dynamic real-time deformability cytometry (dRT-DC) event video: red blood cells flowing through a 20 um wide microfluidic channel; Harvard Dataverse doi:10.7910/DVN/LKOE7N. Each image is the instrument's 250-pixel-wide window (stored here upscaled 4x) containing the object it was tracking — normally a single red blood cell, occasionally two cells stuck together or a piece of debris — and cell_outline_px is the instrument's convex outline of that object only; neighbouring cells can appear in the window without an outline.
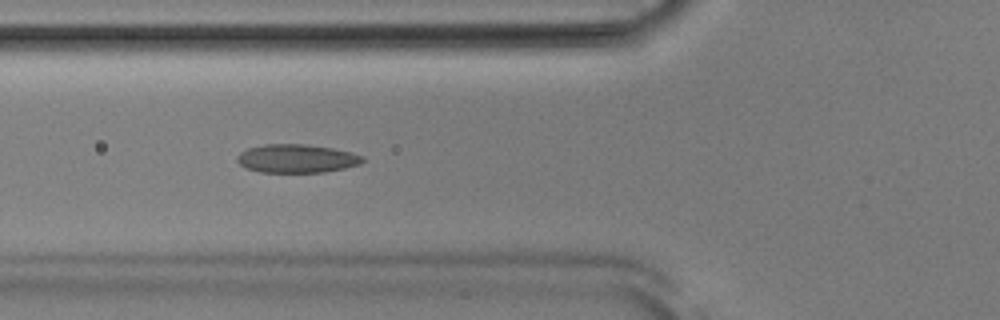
{"species": "Egyptian fruit bat (a non-hibernating species)", "species_latin": "Rousettus aegyptiacus", "temperature_condition": "room temperature", "stored_images_in_passage": 46, "camera_frame_rate_fps": 3000, "um_per_image_px": 0.085, "animal": {"sex": "male"}, "frame": {"image": 1, "passage_image": 18, "time_ms": 5.667, "image_size_px": [1000, 320], "cell_outline_px": [[364, 160], [360, 164], [344, 168], [324, 172], [260, 172], [244, 168], [236, 160], [236, 156], [240, 152], [248, 148], [264, 144], [308, 144], [332, 148], [352, 152], [364, 156]], "centroid_in_image_um": [25.2, 13.47], "position_along_channel_um": 100.6, "area_um2": 20.98}}
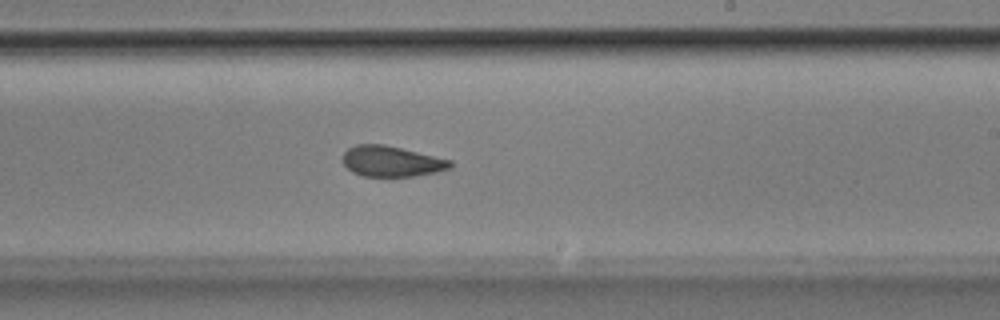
{"frame": {"image": 2, "passage_image": 30, "time_ms": 9.667, "image_size_px": [1000, 320], "cell_outline_px": [[452, 168], [436, 172], [412, 176], [360, 176], [352, 172], [344, 164], [344, 152], [348, 148], [356, 144], [384, 144], [452, 160]], "centroid_in_image_um": [33.28, 13.71], "position_along_channel_um": 255.7, "area_um2": 19.13}}
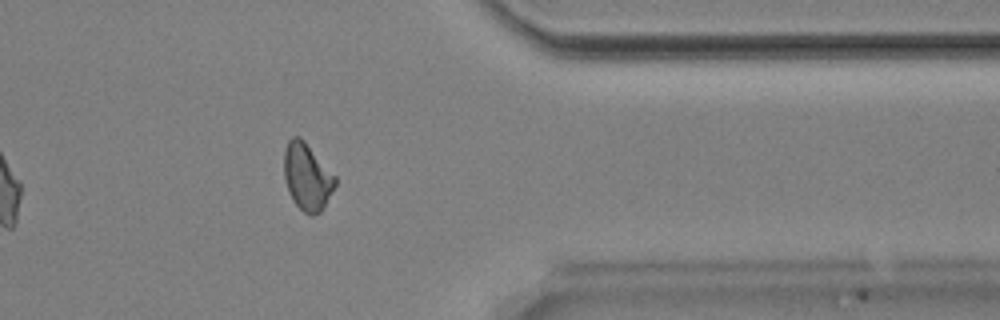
{"frame": {"image": 3, "passage_image": 41, "time_ms": 13.333, "image_size_px": [1000, 320], "cell_outline_px": [[336, 184], [324, 208], [320, 212], [312, 216], [308, 216], [292, 200], [284, 176], [284, 148], [288, 140], [292, 136], [300, 136], [304, 140], [336, 176]], "centroid_in_image_um": [26.11, 15.02], "position_along_channel_um": 385.3, "area_um2": 20.06}, "authors_computed_cell_mechanics": {"area_um2": 20.1144, "velocity_mm_per_s": 3.8883, "shape_relaxation_time_tau1_ms": null, "shape_relaxation_time_tau2_ms": 2.2664, "deformation_change_tau1": null, "deformation_change_tau2": 0.0813}}